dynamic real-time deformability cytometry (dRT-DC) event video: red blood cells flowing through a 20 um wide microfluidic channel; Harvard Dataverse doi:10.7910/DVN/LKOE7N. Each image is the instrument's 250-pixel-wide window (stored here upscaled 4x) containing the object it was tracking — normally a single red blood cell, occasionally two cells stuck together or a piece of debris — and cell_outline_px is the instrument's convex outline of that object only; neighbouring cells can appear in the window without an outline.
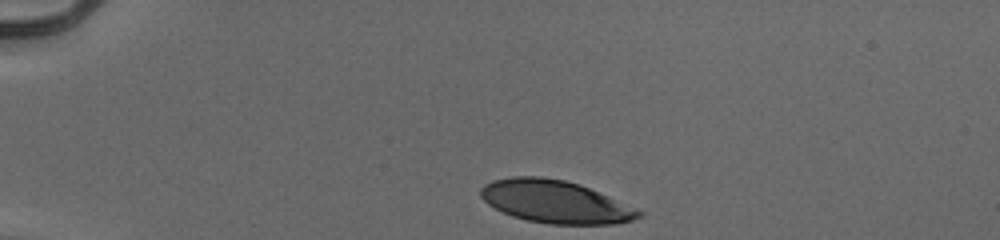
{"species": "human", "species_latin": "Homo sapiens", "temperature_condition": "cold", "stored_images_in_passage": 34, "camera_frame_rate_fps": 3000, "um_per_image_px": 0.085, "donor": {"sex": "male"}, "frame": {"image": 1, "passage_image": 1, "time_ms": 0.0, "image_size_px": [1000, 240], "cell_outline_px": [[644, 216], [632, 220], [616, 224], [548, 224], [528, 220], [512, 216], [488, 204], [480, 196], [480, 188], [484, 184], [492, 180], [512, 176], [540, 176], [564, 180], [580, 184], [636, 208], [644, 212]], "centroid_in_image_um": [47.2, 17.14], "position_along_channel_um": 37.8, "area_um2": 39.3}}
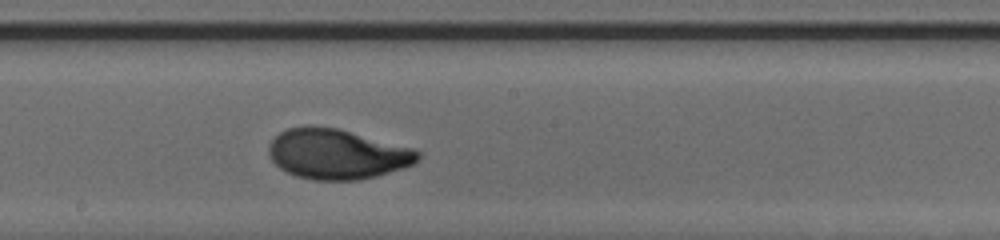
{"frame": {"image": 2, "passage_image": 20, "time_ms": 6.333, "image_size_px": [1000, 240], "cell_outline_px": [[420, 156], [412, 164], [404, 168], [376, 176], [360, 180], [312, 180], [296, 176], [280, 168], [272, 160], [268, 152], [268, 148], [272, 140], [280, 132], [288, 128], [308, 124], [336, 128], [412, 148], [420, 152]], "centroid_in_image_um": [28.62, 13.09], "position_along_channel_um": 219.6, "area_um2": 43.41}}
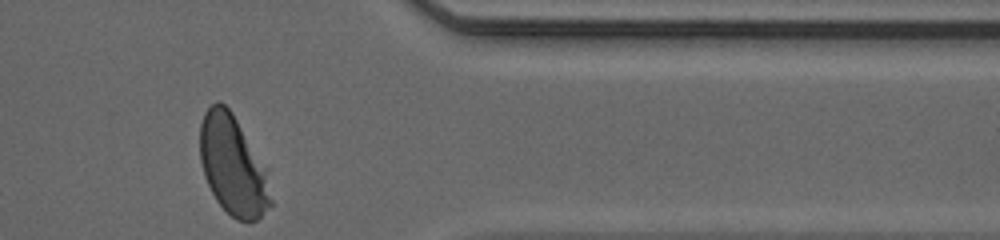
{"frame": {"image": 3, "passage_image": 34, "time_ms": 11.0, "image_size_px": [1000, 240], "cell_outline_px": [[272, 204], [256, 220], [236, 220], [216, 200], [204, 176], [200, 160], [200, 124], [204, 112], [216, 100], [220, 100], [232, 112], [268, 168], [272, 200]], "centroid_in_image_um": [19.81, 14.03], "position_along_channel_um": 391.6, "area_um2": 41.38}, "authors_computed_cell_mechanics": {"area_um2": 42.3385, "velocity_mm_per_s": 3.9132, "shape_relaxation_time_tau1_ms": 2.9989, "shape_relaxation_time_tau2_ms": null, "deformation_change_tau1": 0.178, "deformation_change_tau2": null}}